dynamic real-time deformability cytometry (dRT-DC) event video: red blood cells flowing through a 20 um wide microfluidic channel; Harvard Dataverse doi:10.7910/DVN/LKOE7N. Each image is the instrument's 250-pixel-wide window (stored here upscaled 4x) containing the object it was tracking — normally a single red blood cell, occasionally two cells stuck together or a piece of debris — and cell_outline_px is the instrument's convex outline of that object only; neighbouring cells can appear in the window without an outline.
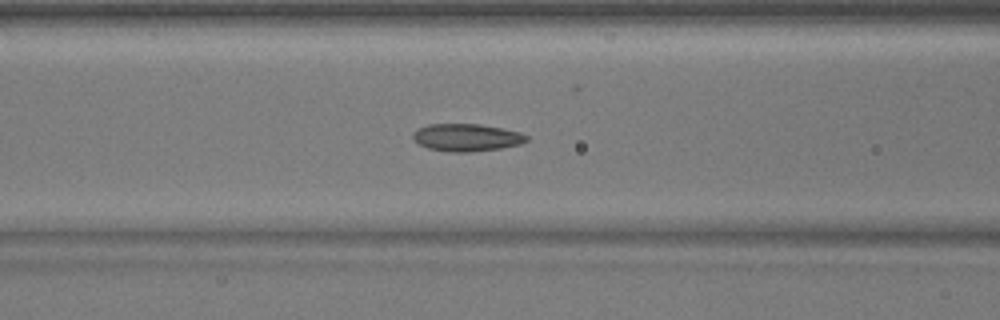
{"species": "common noctule bat (a hibernating species)", "species_latin": "Nyctalus noctula", "temperature_condition": "warm", "stored_images_in_passage": 37, "camera_frame_rate_fps": 3000, "um_per_image_px": 0.085, "animal": {"sex": "male", "body_mass_g": 17.9}, "frame": {"image": 1, "passage_image": 22, "time_ms": 7.0, "image_size_px": [1000, 320], "cell_outline_px": [[528, 140], [520, 144], [500, 148], [468, 152], [452, 152], [428, 148], [420, 144], [412, 136], [420, 128], [428, 124], [480, 124], [520, 132], [528, 136]], "centroid_in_image_um": [39.7, 11.68], "position_along_channel_um": 126.9, "area_um2": 17.86}}
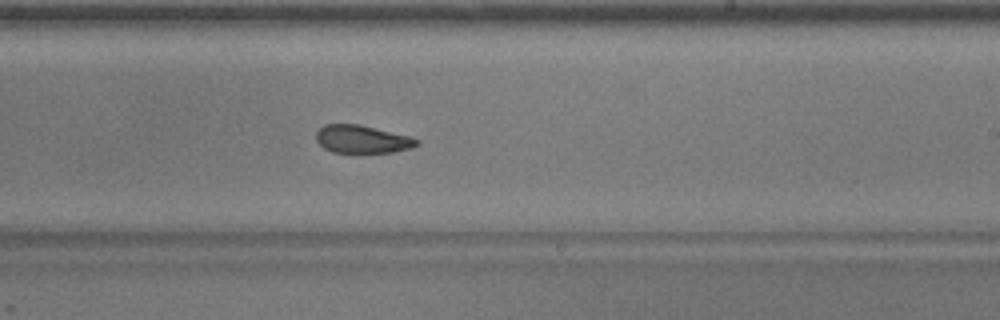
{"frame": {"image": 2, "passage_image": 32, "time_ms": 10.333, "image_size_px": [1000, 320], "cell_outline_px": [[420, 144], [412, 148], [392, 152], [332, 152], [324, 148], [316, 140], [316, 132], [324, 124], [356, 124], [408, 136], [420, 140]], "centroid_in_image_um": [30.77, 11.84], "position_along_channel_um": 258.2, "area_um2": 16.13}}